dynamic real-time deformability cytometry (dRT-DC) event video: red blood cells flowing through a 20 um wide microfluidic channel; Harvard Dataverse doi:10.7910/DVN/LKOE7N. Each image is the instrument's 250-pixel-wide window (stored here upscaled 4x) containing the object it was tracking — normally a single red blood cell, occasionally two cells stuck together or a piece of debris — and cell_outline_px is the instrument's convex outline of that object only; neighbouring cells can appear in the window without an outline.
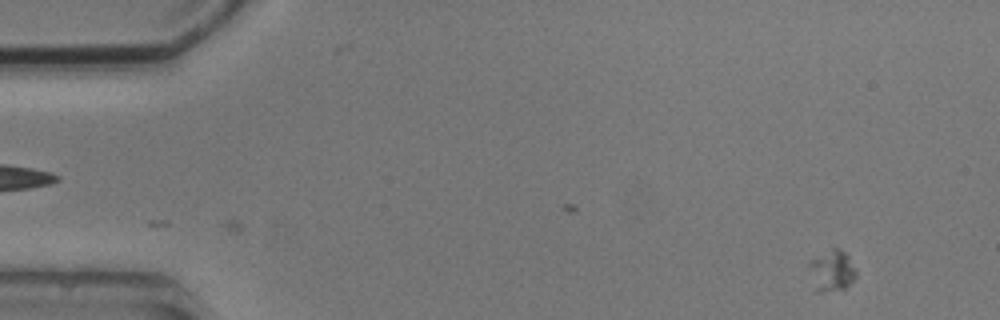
{"species": "common noctule bat (a hibernating species)", "species_latin": "Nyctalus noctula", "temperature_condition": "cold", "stored_images_in_passage": 3, "camera_frame_rate_fps": 3000, "um_per_image_px": 0.085, "animal": {"sex": "male", "body_mass_g": 20.5, "forearm_length_mm": 52.5}, "frame": {"image": 1, "passage_image": 3, "time_ms": 3.333, "image_size_px": [1000, 320], "cell_outline_px": [[856, 276], [844, 288], [820, 292], [816, 292], [808, 264], [812, 260], [832, 248], [836, 248], [844, 252], [848, 256], [856, 272]], "centroid_in_image_um": [70.7, 23.01], "position_along_channel_um": 14.3, "area_um2": 10.75}}